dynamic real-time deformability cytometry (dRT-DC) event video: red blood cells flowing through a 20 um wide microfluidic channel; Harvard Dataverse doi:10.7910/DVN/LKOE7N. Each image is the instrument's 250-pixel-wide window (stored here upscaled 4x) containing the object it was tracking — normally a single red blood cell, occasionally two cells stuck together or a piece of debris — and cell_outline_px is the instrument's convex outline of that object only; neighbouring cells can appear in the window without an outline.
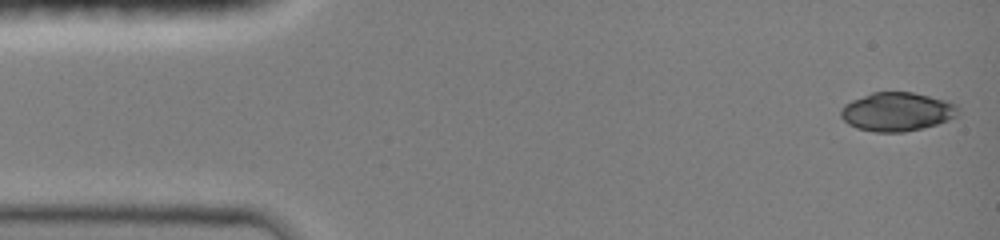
{"species": "common noctule bat (a hibernating species)", "species_latin": "Nyctalus noctula", "temperature_condition": "room temperature", "stored_images_in_passage": 35, "camera_frame_rate_fps": 3000, "um_per_image_px": 0.085, "animal": {"sex": "female", "body_mass_g": 19.0, "forearm_length_mm": 51.5}, "frame": {"image": 1, "passage_image": 1, "time_ms": 0.0, "image_size_px": [1000, 240], "cell_outline_px": [[960, 112], [956, 116], [948, 120], [924, 128], [904, 132], [872, 132], [856, 128], [848, 124], [840, 116], [840, 108], [844, 104], [852, 100], [872, 92], [912, 92], [948, 100], [956, 104], [960, 108]], "centroid_in_image_um": [76.25, 9.5], "position_along_channel_um": 8.7, "area_um2": 26.82}}
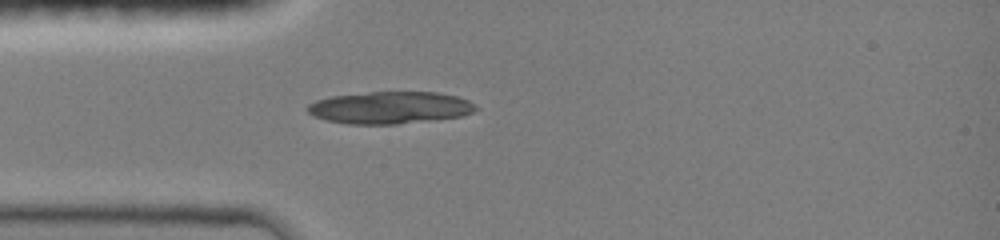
{"frame": {"image": 2, "passage_image": 9, "time_ms": 3.667, "image_size_px": [1000, 240], "cell_outline_px": [[480, 108], [472, 112], [460, 116], [396, 124], [348, 124], [328, 120], [316, 116], [308, 112], [308, 104], [316, 100], [332, 96], [372, 92], [436, 92], [456, 96], [468, 100]], "centroid_in_image_um": [33.16, 9.14], "position_along_channel_um": 51.8, "area_um2": 31.15}}
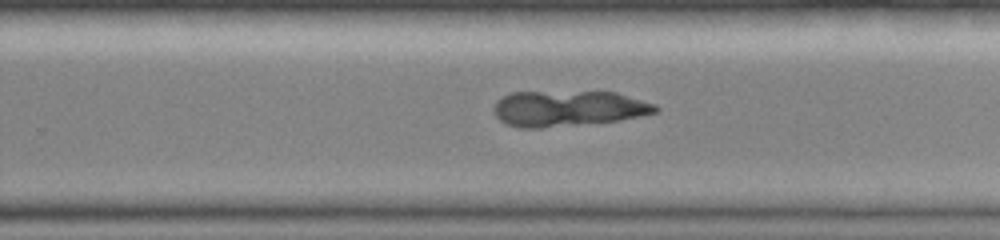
{"frame": {"image": 3, "passage_image": 22, "time_ms": 9.333, "image_size_px": [1000, 240], "cell_outline_px": [[660, 108], [656, 112], [640, 116], [620, 120], [540, 128], [520, 128], [508, 124], [500, 120], [496, 116], [496, 100], [512, 92], [616, 92], [656, 104]], "centroid_in_image_um": [48.33, 9.22], "position_along_channel_um": 281.5, "area_um2": 33.35}}